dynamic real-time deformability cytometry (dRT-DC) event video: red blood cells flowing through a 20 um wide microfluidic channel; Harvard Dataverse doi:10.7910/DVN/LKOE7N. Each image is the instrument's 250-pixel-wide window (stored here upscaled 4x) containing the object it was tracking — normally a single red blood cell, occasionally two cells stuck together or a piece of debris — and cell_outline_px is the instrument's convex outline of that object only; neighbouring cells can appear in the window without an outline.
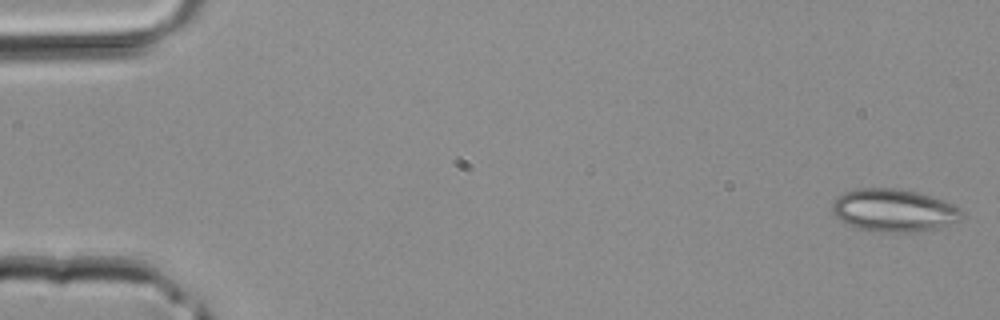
{"species": "common noctule bat (a hibernating species)", "species_latin": "Nyctalus noctula", "temperature_condition": "room temperature", "stored_images_in_passage": 41, "camera_frame_rate_fps": 3000, "um_per_image_px": 0.085, "animal": {"sex": "male", "body_mass_g": 20.4}, "frame": {"image": 1, "passage_image": 1, "time_ms": 0.0, "image_size_px": [1000, 320], "cell_outline_px": [[964, 216], [960, 220], [924, 232], [876, 232], [860, 228], [848, 224], [840, 220], [832, 212], [832, 204], [836, 196], [844, 192], [860, 188], [896, 188], [916, 192], [952, 204], [960, 208], [964, 212]], "centroid_in_image_um": [75.97, 17.89], "position_along_channel_um": 9.0, "area_um2": 32.25}}
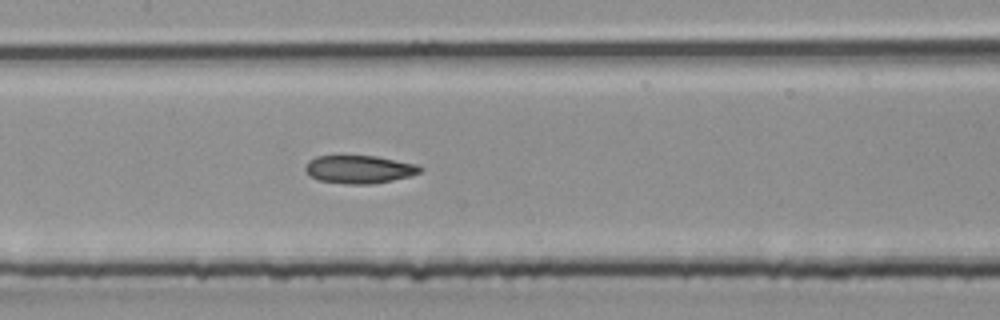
{"frame": {"image": 2, "passage_image": 20, "time_ms": 6.333, "image_size_px": [1000, 320], "cell_outline_px": [[424, 168], [420, 172], [412, 176], [372, 184], [344, 184], [320, 180], [308, 176], [304, 168], [308, 160], [316, 156], [376, 156], [420, 164]], "centroid_in_image_um": [30.56, 14.39], "position_along_channel_um": 176.8, "area_um2": 19.02}}
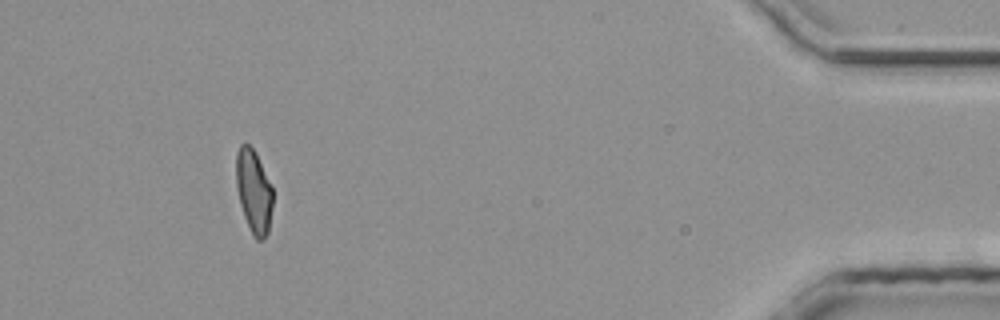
{"frame": {"image": 3, "passage_image": 38, "time_ms": 12.333, "image_size_px": [1000, 320], "cell_outline_px": [[272, 208], [268, 232], [264, 240], [256, 240], [252, 236], [244, 216], [240, 204], [236, 188], [236, 152], [240, 144], [244, 140], [256, 152], [272, 188]], "centroid_in_image_um": [21.55, 16.26], "position_along_channel_um": 413.7, "area_um2": 18.03}}